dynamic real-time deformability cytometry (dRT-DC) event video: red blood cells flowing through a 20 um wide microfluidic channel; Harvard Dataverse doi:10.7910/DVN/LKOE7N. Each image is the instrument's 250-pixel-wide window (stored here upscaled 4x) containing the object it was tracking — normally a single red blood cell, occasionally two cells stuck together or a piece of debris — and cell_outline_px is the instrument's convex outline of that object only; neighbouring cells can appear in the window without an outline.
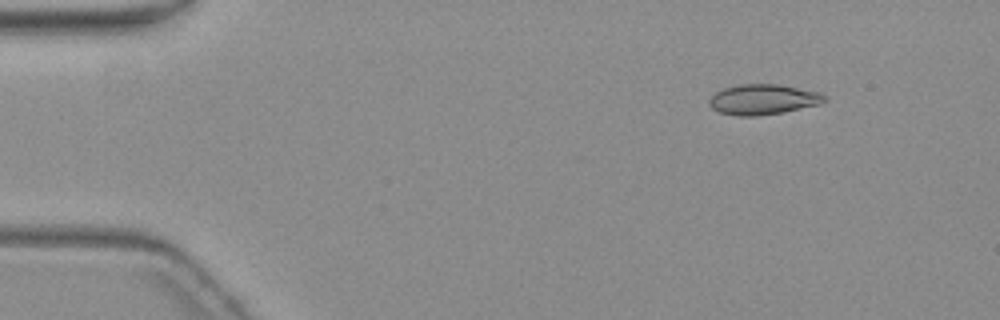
{"species": "common noctule bat (a hibernating species)", "species_latin": "Nyctalus noctula", "temperature_condition": "warm", "stored_images_in_passage": 9, "camera_frame_rate_fps": 3000, "um_per_image_px": 0.085, "animal": {"sex": "female", "body_mass_g": 19.3, "forearm_length_mm": 54.1}, "frame": {"image": 1, "passage_image": 1, "time_ms": 0.0, "image_size_px": [1000, 320], "cell_outline_px": [[828, 96], [820, 104], [784, 112], [756, 116], [736, 116], [720, 112], [712, 108], [708, 104], [708, 100], [716, 92], [724, 88], [740, 84], [776, 84], [820, 92]], "centroid_in_image_um": [64.85, 8.46], "position_along_channel_um": 20.1, "area_um2": 20.35}}
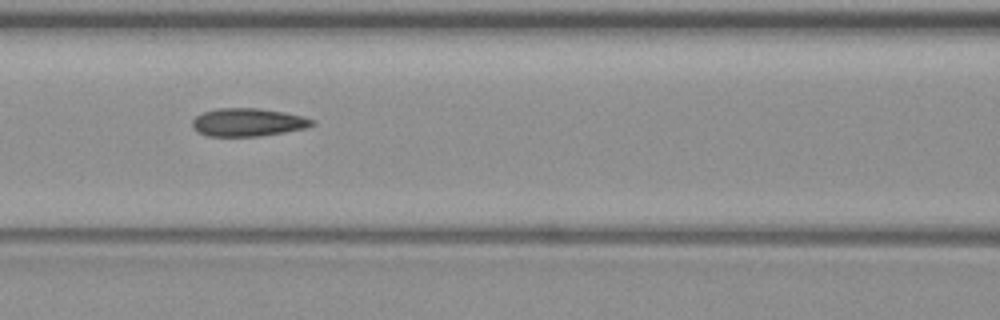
{"frame": {"image": 2, "passage_image": 6, "time_ms": 6.0, "image_size_px": [1000, 320], "cell_outline_px": [[316, 124], [308, 128], [260, 136], [208, 136], [196, 132], [192, 128], [192, 120], [196, 116], [204, 112], [216, 108], [256, 108], [284, 112], [316, 120]], "centroid_in_image_um": [21.07, 10.4], "position_along_channel_um": 145.5, "area_um2": 19.71}}
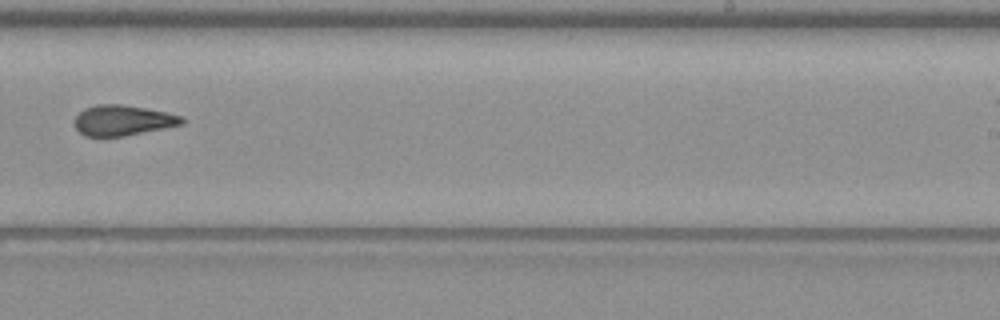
{"frame": {"image": 3, "passage_image": 9, "time_ms": 9.667, "image_size_px": [1000, 320], "cell_outline_px": [[184, 124], [124, 136], [84, 136], [76, 128], [76, 116], [84, 108], [96, 104], [124, 104], [184, 116]], "centroid_in_image_um": [10.45, 10.22], "position_along_channel_um": 278.6, "area_um2": 18.9}}